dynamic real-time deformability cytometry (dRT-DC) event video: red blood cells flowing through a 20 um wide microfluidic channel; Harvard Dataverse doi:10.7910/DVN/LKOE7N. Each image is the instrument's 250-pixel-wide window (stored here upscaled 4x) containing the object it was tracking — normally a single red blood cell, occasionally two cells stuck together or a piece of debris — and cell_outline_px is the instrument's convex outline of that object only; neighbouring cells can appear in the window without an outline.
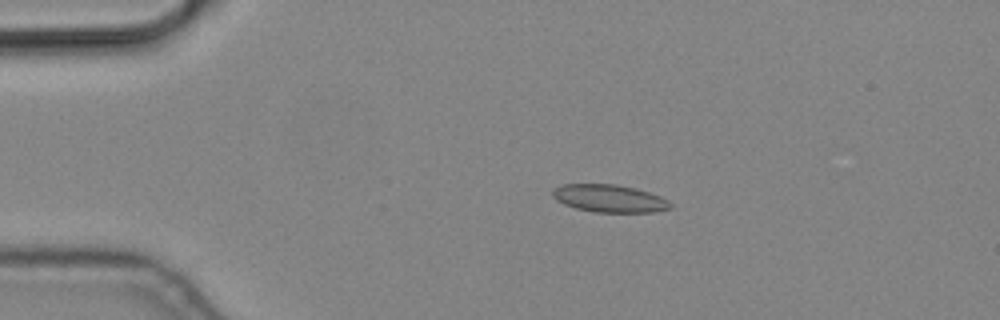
{"species": "common noctule bat (a hibernating species)", "species_latin": "Nyctalus noctula", "temperature_condition": "cold", "stored_images_in_passage": 4, "camera_frame_rate_fps": 3000, "um_per_image_px": 0.085, "animal": {"sex": "male", "body_mass_g": 19.2, "forearm_length_mm": 51.8}, "frame": {"image": 1, "passage_image": 3, "time_ms": 0.667, "image_size_px": [1000, 320], "cell_outline_px": [[672, 208], [652, 212], [596, 212], [576, 208], [564, 204], [556, 200], [552, 196], [552, 188], [564, 184], [616, 184], [636, 188], [660, 196], [668, 200], [672, 204]], "centroid_in_image_um": [51.79, 16.86], "position_along_channel_um": 33.2, "area_um2": 19.02}}